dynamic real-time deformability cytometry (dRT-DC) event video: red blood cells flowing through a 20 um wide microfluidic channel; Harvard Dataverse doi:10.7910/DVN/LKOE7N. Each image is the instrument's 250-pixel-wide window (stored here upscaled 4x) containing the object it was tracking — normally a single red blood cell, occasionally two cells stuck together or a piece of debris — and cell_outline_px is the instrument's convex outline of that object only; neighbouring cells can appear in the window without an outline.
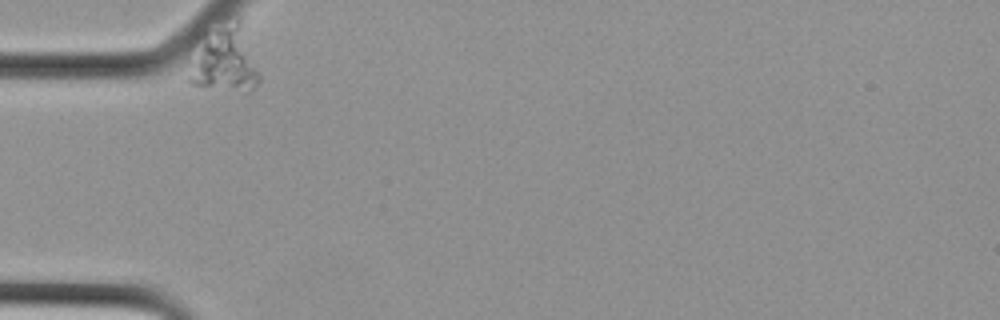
{"species": "Egyptian fruit bat (a non-hibernating species)", "species_latin": "Rousettus aegyptiacus", "temperature_condition": "cold", "stored_images_in_passage": 9, "camera_frame_rate_fps": 3000, "um_per_image_px": 0.085, "animal": {"sex": "female"}, "frame": {"image": 1, "passage_image": 1, "time_ms": 0.0, "image_size_px": [1000, 320], "cell_outline_px": [[260, 80], [248, 92], [244, 92], [192, 84], [188, 80], [196, 48], [204, 32], [224, 12], [236, 12], [240, 16], [260, 72]], "centroid_in_image_um": [19.15, 4.83], "position_along_channel_um": 65.9, "area_um2": 28.55}}
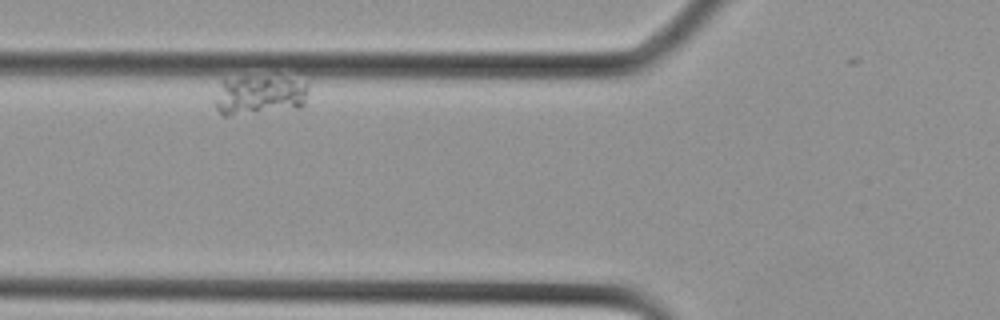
{"frame": {"image": 2, "passage_image": 4, "time_ms": 1.0, "image_size_px": [1000, 320], "cell_outline_px": [[308, 92], [304, 104], [300, 108], [228, 116], [224, 116], [216, 108], [212, 100], [220, 80], [244, 76], [292, 80], [308, 84]], "centroid_in_image_um": [21.96, 8.11], "position_along_channel_um": 103.8, "area_um2": 21.73}}
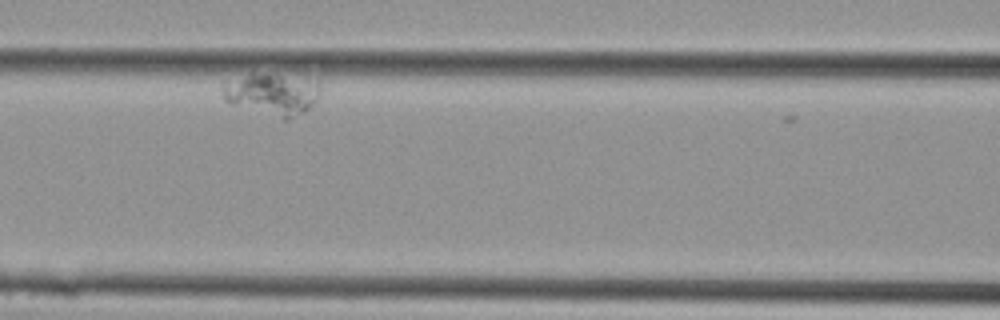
{"frame": {"image": 3, "passage_image": 7, "time_ms": 2.0, "image_size_px": [1000, 320], "cell_outline_px": [[320, 84], [316, 100], [304, 112], [288, 120], [284, 120], [232, 104], [224, 100], [220, 88], [224, 80], [252, 72], [320, 80]], "centroid_in_image_um": [23.07, 7.98], "position_along_channel_um": 143.5, "area_um2": 24.28}}